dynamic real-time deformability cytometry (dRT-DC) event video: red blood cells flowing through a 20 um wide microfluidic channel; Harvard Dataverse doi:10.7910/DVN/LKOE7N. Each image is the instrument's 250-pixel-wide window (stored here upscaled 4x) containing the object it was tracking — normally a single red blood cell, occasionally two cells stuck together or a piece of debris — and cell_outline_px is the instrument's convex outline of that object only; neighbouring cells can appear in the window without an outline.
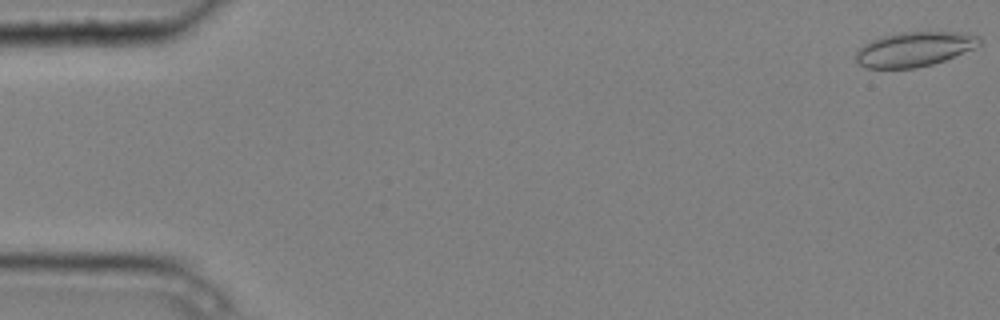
{"species": "common noctule bat (a hibernating species)", "species_latin": "Nyctalus noctula", "temperature_condition": "cold", "stored_images_in_passage": 6, "segment_of_instrument_passage": [2, 2], "camera_frame_rate_fps": 3000, "um_per_image_px": 0.085, "animal": {"sex": "male", "body_mass_g": 20.4}, "frame": {"image": 1, "passage_image": 6, "time_ms": 1.667, "image_size_px": [1000, 320], "cell_outline_px": [[980, 44], [972, 48], [944, 60], [932, 64], [916, 68], [868, 68], [856, 64], [856, 52], [864, 44], [872, 40], [884, 36], [900, 32], [968, 32], [980, 36]], "centroid_in_image_um": [77.7, 4.17], "position_along_channel_um": 7.3, "area_um2": 24.8}}